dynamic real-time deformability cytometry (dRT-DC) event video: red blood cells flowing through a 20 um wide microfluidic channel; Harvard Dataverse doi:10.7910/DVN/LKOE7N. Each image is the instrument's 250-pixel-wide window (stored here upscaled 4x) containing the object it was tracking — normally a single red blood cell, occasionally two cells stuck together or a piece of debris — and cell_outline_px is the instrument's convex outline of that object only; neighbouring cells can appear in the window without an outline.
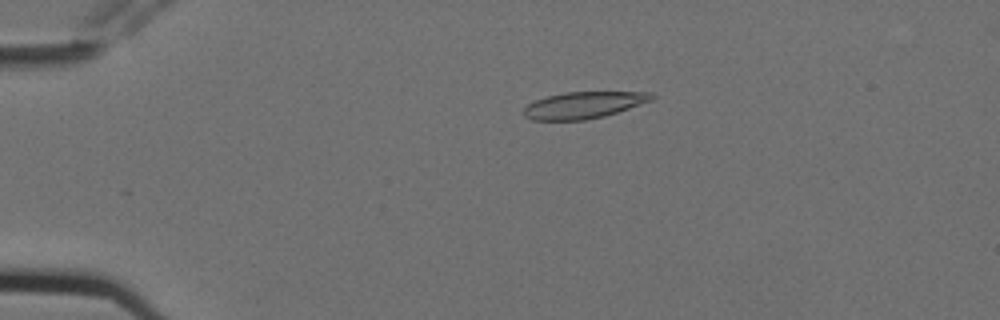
{"species": "Egyptian fruit bat (a non-hibernating species)", "species_latin": "Rousettus aegyptiacus", "temperature_condition": "cold", "stored_images_in_passage": 5, "camera_frame_rate_fps": 3000, "um_per_image_px": 0.085, "animal": {"sex": "female"}, "frame": {"image": 1, "passage_image": 2, "time_ms": 0.333, "image_size_px": [1000, 320], "cell_outline_px": [[656, 96], [652, 100], [604, 116], [584, 120], [532, 120], [524, 116], [524, 108], [528, 104], [536, 100], [548, 96], [564, 92], [652, 92]], "centroid_in_image_um": [49.61, 8.93], "position_along_channel_um": 35.4, "area_um2": 19.71}}
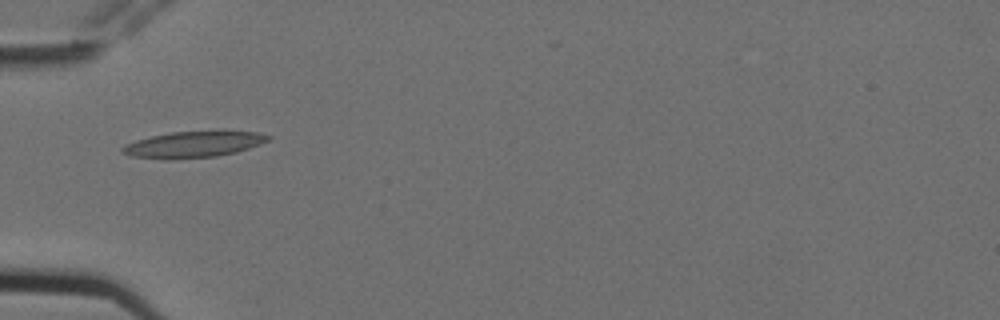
{"frame": {"image": 2, "passage_image": 4, "time_ms": 1.0, "image_size_px": [1000, 320], "cell_outline_px": [[272, 136], [268, 140], [260, 144], [236, 152], [216, 156], [172, 160], [164, 160], [132, 156], [124, 152], [120, 148], [124, 144], [136, 140], [152, 136], [172, 132], [224, 128], [256, 132]], "centroid_in_image_um": [16.49, 12.24], "position_along_channel_um": 68.5, "area_um2": 23.12}}
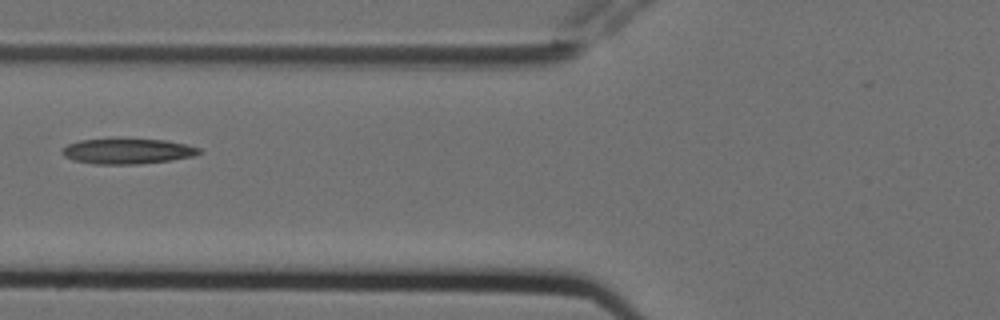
{"frame": {"image": 3, "passage_image": 5, "time_ms": 1.333, "image_size_px": [1000, 320], "cell_outline_px": [[204, 152], [192, 156], [172, 160], [136, 164], [92, 164], [72, 160], [64, 156], [60, 152], [60, 148], [68, 144], [80, 140], [164, 140], [184, 144], [200, 148]], "centroid_in_image_um": [10.8, 12.87], "position_along_channel_um": 115.0, "area_um2": 20.0}}